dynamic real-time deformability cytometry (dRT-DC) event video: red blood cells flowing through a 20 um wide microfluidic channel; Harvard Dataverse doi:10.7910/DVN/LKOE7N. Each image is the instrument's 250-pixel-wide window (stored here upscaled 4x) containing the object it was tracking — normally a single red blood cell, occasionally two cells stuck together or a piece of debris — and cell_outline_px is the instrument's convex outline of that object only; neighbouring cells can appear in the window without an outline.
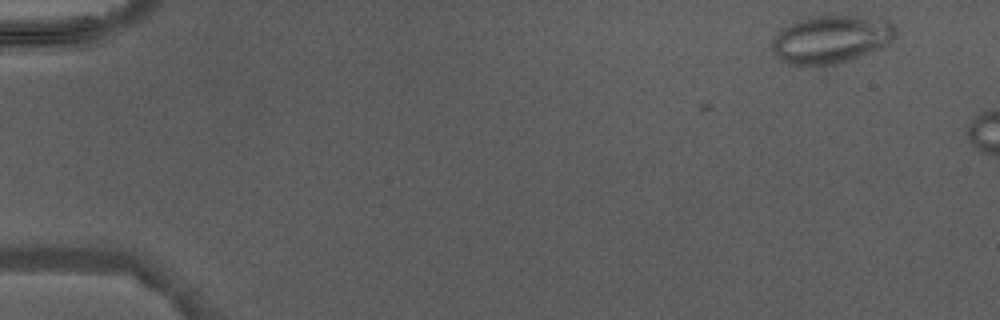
{"species": "Egyptian fruit bat (a non-hibernating species)", "species_latin": "Rousettus aegyptiacus", "temperature_condition": "warm", "stored_images_in_passage": 2, "camera_frame_rate_fps": 3000, "um_per_image_px": 0.085, "animal": {"sex": "male"}, "frame": {"image": 1, "passage_image": 1, "time_ms": 0.0, "image_size_px": [1000, 320], "cell_outline_px": [[896, 36], [888, 44], [880, 48], [860, 56], [836, 64], [788, 64], [780, 60], [772, 52], [772, 40], [780, 28], [796, 20], [808, 16], [864, 16], [892, 20], [896, 28]], "centroid_in_image_um": [70.65, 3.31], "position_along_channel_um": 14.4, "area_um2": 34.8}}